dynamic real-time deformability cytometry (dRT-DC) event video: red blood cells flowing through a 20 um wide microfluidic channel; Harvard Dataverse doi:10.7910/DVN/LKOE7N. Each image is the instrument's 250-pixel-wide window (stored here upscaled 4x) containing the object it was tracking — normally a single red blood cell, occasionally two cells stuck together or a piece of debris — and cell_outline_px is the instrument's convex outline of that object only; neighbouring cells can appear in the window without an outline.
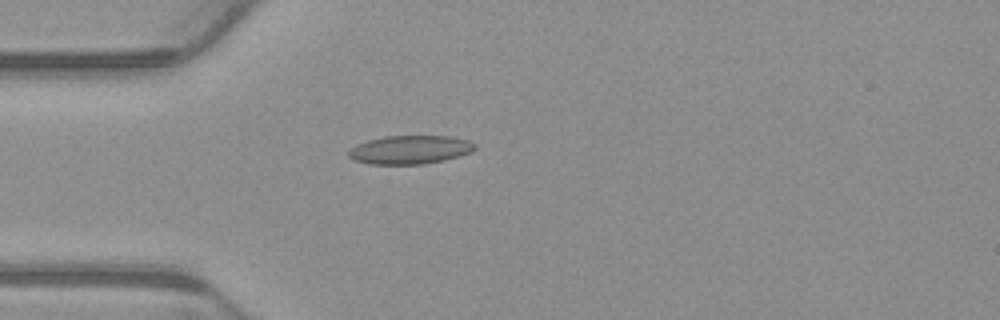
{"species": "common noctule bat (a hibernating species)", "species_latin": "Nyctalus noctula", "temperature_condition": "warm", "stored_images_in_passage": 5, "camera_frame_rate_fps": 3000, "um_per_image_px": 0.085, "animal": {"sex": "male", "body_mass_g": 23.1, "forearm_length_mm": 52.7}, "frame": {"image": 1, "passage_image": 5, "time_ms": 1.333, "image_size_px": [1000, 320], "cell_outline_px": [[476, 148], [460, 156], [444, 160], [424, 164], [368, 164], [356, 160], [348, 156], [348, 152], [356, 144], [368, 140], [384, 136], [452, 136], [468, 140], [476, 144]], "centroid_in_image_um": [34.86, 12.72], "position_along_channel_um": 50.1, "area_um2": 20.98}}